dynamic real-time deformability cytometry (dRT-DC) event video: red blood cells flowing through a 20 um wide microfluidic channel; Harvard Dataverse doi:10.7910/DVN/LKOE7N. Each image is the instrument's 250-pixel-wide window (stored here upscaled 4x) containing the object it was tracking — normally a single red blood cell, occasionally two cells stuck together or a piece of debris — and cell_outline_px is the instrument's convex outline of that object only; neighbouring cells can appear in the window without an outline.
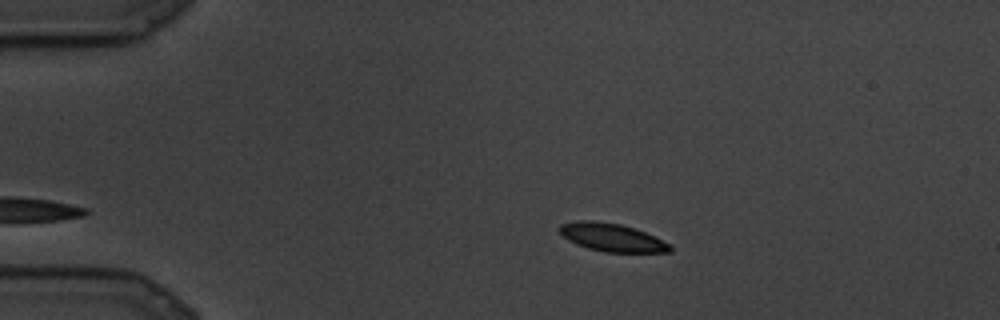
{"species": "common noctule bat (a hibernating species)", "species_latin": "Nyctalus noctula", "temperature_condition": "cold", "stored_images_in_passage": 4, "camera_frame_rate_fps": 3000, "um_per_image_px": 0.085, "animal": {"sex": "male", "body_mass_g": 19.5, "forearm_length_mm": 54.6}, "frame": {"image": 1, "passage_image": 1, "time_ms": 0.0, "image_size_px": [1000, 320], "cell_outline_px": [[672, 252], [604, 252], [588, 248], [576, 244], [568, 240], [556, 228], [560, 224], [576, 220], [592, 220], [620, 224], [644, 232], [672, 244]], "centroid_in_image_um": [51.99, 20.18], "position_along_channel_um": 33.0, "area_um2": 18.09}}